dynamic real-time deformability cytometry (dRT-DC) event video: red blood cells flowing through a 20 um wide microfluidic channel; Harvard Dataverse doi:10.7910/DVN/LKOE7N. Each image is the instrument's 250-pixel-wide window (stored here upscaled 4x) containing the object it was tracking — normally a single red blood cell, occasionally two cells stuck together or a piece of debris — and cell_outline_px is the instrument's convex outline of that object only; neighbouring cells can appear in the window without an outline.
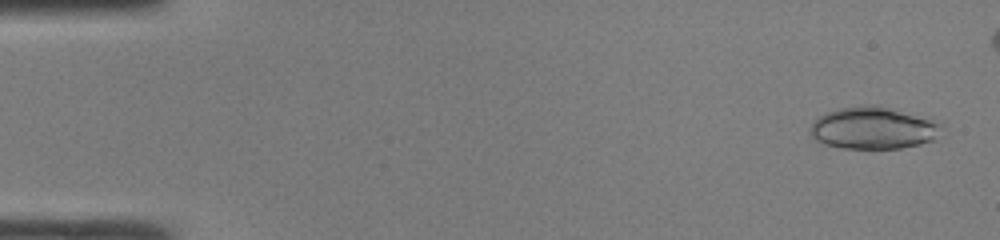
{"species": "common noctule bat (a hibernating species)", "species_latin": "Nyctalus noctula", "temperature_condition": "room temperature", "stored_images_in_passage": 44, "camera_frame_rate_fps": 3000, "um_per_image_px": 0.085, "animal": {"sex": "male", "body_mass_g": 19.0, "forearm_length_mm": 50.8}, "frame": {"image": 1, "passage_image": 2, "time_ms": 0.333, "image_size_px": [1000, 240], "cell_outline_px": [[940, 124], [936, 140], [920, 144], [900, 148], [844, 148], [824, 144], [816, 140], [808, 132], [812, 124], [824, 112], [836, 108], [876, 104], [928, 120]], "centroid_in_image_um": [74.13, 10.89], "position_along_channel_um": 10.9, "area_um2": 31.62}}